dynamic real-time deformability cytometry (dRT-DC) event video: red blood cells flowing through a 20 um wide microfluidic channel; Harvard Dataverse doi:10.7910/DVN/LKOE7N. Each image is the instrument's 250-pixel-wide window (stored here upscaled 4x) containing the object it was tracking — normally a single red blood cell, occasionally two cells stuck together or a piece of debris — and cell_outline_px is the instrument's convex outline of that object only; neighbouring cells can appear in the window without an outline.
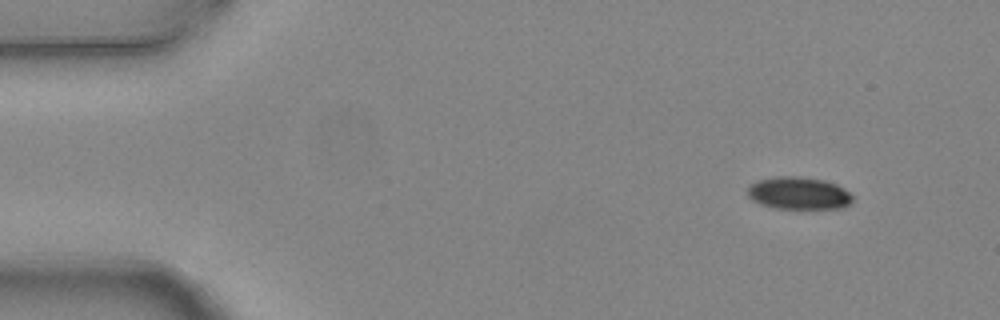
{"species": "common noctule bat (a hibernating species)", "species_latin": "Nyctalus noctula", "temperature_condition": "warm", "stored_images_in_passage": 7, "camera_frame_rate_fps": 3000, "um_per_image_px": 0.085, "animal": {"sex": "female", "body_mass_g": 24.6, "forearm_length_mm": 56.2}, "frame": {"image": 1, "passage_image": 1, "time_ms": 0.0, "image_size_px": [1000, 320], "cell_outline_px": [[852, 200], [844, 208], [776, 208], [760, 204], [752, 200], [748, 196], [748, 188], [756, 180], [776, 176], [796, 176], [824, 180], [836, 184], [844, 188], [852, 196]], "centroid_in_image_um": [67.87, 16.41], "position_along_channel_um": 17.1, "area_um2": 19.77}}